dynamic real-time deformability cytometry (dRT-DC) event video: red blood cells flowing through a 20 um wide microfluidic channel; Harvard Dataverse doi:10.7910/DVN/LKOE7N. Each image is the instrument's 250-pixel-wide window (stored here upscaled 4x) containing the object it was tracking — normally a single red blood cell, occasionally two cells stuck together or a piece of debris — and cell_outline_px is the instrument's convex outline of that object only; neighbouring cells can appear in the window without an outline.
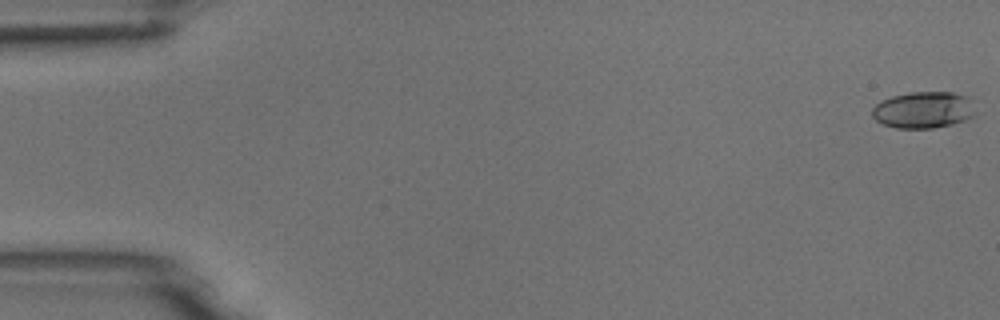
{"species": "common noctule bat (a hibernating species)", "species_latin": "Nyctalus noctula", "temperature_condition": "room temperature", "stored_images_in_passage": 10, "camera_frame_rate_fps": 3000, "um_per_image_px": 0.085, "animal": {"sex": "male", "body_mass_g": 18.8}, "frame": {"image": 1, "passage_image": 1, "time_ms": 0.0, "image_size_px": [1000, 320], "cell_outline_px": [[972, 116], [964, 120], [932, 128], [896, 128], [884, 124], [876, 120], [872, 116], [872, 108], [876, 104], [892, 96], [912, 92], [952, 92], [964, 96], [968, 100]], "centroid_in_image_um": [78.39, 9.34], "position_along_channel_um": 6.6, "area_um2": 21.27}}